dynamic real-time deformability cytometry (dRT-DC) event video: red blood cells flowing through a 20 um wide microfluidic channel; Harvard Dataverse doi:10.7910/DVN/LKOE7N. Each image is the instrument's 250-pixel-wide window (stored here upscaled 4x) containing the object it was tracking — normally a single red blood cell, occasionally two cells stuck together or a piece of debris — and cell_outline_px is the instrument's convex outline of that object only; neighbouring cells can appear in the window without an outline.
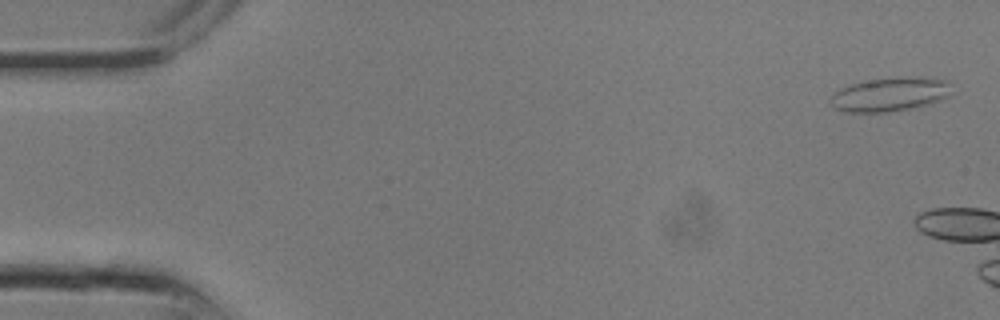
{"species": "common noctule bat (a hibernating species)", "species_latin": "Nyctalus noctula", "temperature_condition": "room temperature", "stored_images_in_passage": 5, "camera_frame_rate_fps": 3000, "um_per_image_px": 0.085, "animal": {"sex": "male", "body_mass_g": 13.3}, "frame": {"image": 1, "passage_image": 1, "time_ms": 0.0, "image_size_px": [1000, 320], "cell_outline_px": [[948, 96], [940, 100], [912, 108], [888, 112], [844, 112], [836, 108], [828, 100], [840, 88], [852, 84], [872, 80], [928, 76], [948, 80]], "centroid_in_image_um": [75.64, 8.03], "position_along_channel_um": 9.4, "area_um2": 23.47}}